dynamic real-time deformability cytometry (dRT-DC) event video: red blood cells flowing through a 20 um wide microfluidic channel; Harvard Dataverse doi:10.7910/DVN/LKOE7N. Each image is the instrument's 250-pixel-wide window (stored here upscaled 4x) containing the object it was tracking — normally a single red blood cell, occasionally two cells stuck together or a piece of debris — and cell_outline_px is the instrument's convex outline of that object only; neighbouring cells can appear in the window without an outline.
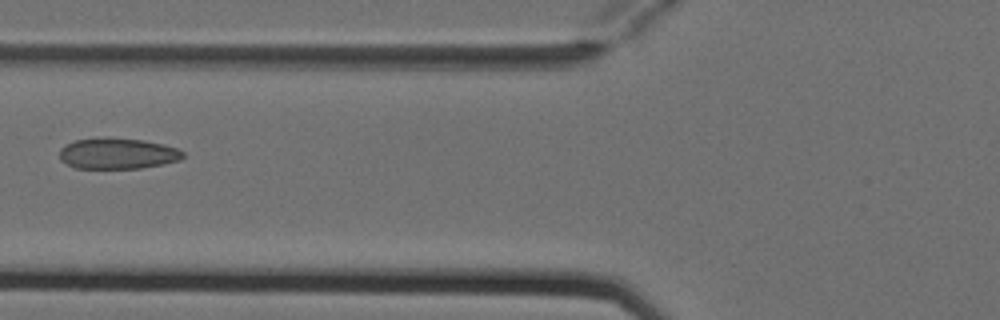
{"species": "Egyptian fruit bat (a non-hibernating species)", "species_latin": "Rousettus aegyptiacus", "temperature_condition": "cold", "stored_images_in_passage": 6, "camera_frame_rate_fps": 3000, "um_per_image_px": 0.085, "animal": {"sex": "female"}, "frame": {"image": 1, "passage_image": 5, "time_ms": 1.333, "image_size_px": [1000, 320], "cell_outline_px": [[184, 156], [180, 160], [140, 168], [76, 168], [60, 160], [60, 148], [64, 144], [76, 140], [144, 140], [164, 144], [176, 148], [184, 152]], "centroid_in_image_um": [10.0, 13.08], "position_along_channel_um": 115.8, "area_um2": 21.44}}
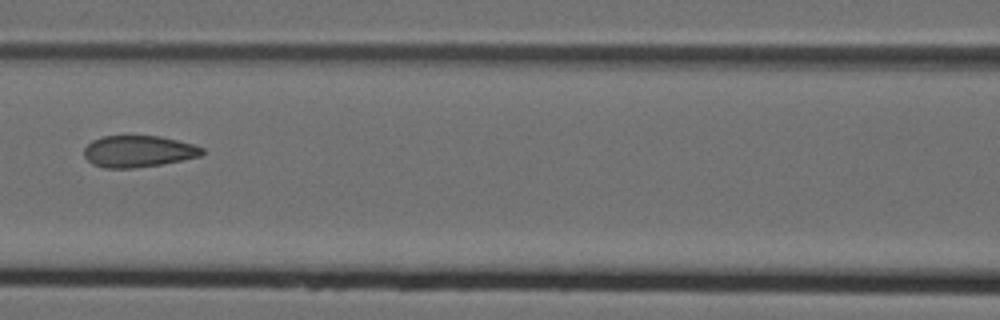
{"frame": {"image": 2, "passage_image": 6, "time_ms": 1.667, "image_size_px": [1000, 320], "cell_outline_px": [[204, 152], [200, 156], [160, 164], [132, 168], [104, 168], [92, 164], [84, 156], [84, 148], [92, 140], [100, 136], [160, 136], [192, 144], [204, 148]], "centroid_in_image_um": [11.72, 12.86], "position_along_channel_um": 154.9, "area_um2": 21.62}}